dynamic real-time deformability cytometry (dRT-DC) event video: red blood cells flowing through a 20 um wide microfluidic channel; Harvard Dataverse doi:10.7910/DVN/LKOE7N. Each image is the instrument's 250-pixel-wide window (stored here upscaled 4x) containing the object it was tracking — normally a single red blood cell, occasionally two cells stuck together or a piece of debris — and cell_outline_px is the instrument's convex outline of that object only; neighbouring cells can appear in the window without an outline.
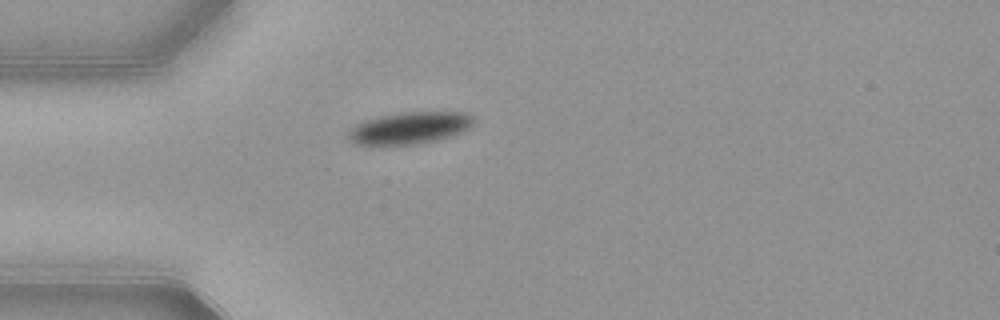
{"species": "common noctule bat (a hibernating species)", "species_latin": "Nyctalus noctula", "temperature_condition": "warm", "stored_images_in_passage": 39, "camera_frame_rate_fps": 3000, "um_per_image_px": 0.085, "animal": {"sex": "female", "body_mass_g": 21.9}, "frame": {"image": 1, "passage_image": 1, "time_ms": 0.0, "image_size_px": [1000, 320], "cell_outline_px": [[476, 124], [452, 136], [436, 140], [416, 144], [356, 144], [348, 136], [348, 132], [356, 124], [364, 120], [380, 116], [404, 112], [468, 112], [476, 116]], "centroid_in_image_um": [34.92, 10.85], "position_along_channel_um": 50.1, "area_um2": 23.29}}
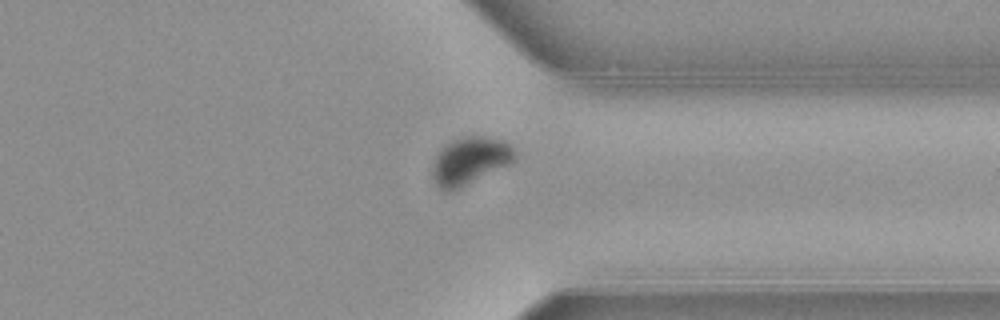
{"frame": {"image": 2, "passage_image": 27, "time_ms": 8.667, "image_size_px": [1000, 320], "cell_outline_px": [[516, 160], [512, 164], [452, 192], [444, 192], [432, 180], [432, 164], [436, 156], [444, 144], [452, 140], [464, 136], [484, 136], [504, 140], [512, 144], [516, 148]], "centroid_in_image_um": [39.98, 13.68], "position_along_channel_um": 371.4, "area_um2": 23.58}}
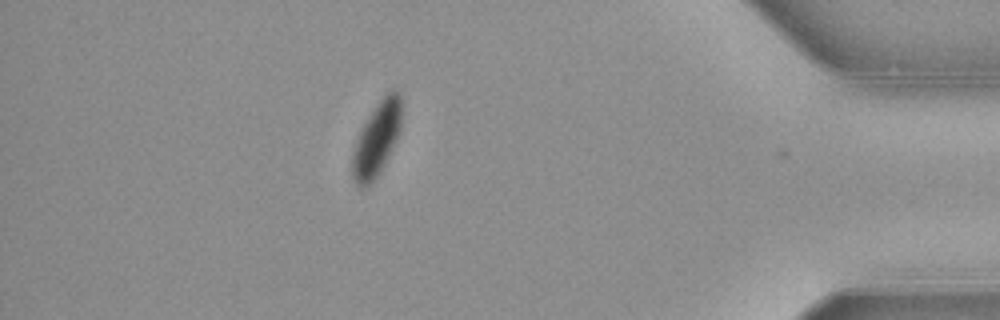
{"frame": {"image": 3, "passage_image": 33, "time_ms": 10.667, "image_size_px": [1000, 320], "cell_outline_px": [[400, 132], [380, 172], [364, 188], [360, 188], [356, 184], [352, 176], [352, 152], [360, 128], [368, 116], [380, 100], [392, 88], [396, 88], [400, 92]], "centroid_in_image_um": [32.0, 11.81], "position_along_channel_um": 403.2, "area_um2": 20.98}, "authors_computed_cell_mechanics": {"area_um2": 25.3742, "velocity_mm_per_s": 3.8472, "shape_relaxation_time_tau1_ms": 2.3063, "shape_relaxation_time_tau2_ms": null, "deformation_change_tau1": 0.0884, "deformation_change_tau2": null}}